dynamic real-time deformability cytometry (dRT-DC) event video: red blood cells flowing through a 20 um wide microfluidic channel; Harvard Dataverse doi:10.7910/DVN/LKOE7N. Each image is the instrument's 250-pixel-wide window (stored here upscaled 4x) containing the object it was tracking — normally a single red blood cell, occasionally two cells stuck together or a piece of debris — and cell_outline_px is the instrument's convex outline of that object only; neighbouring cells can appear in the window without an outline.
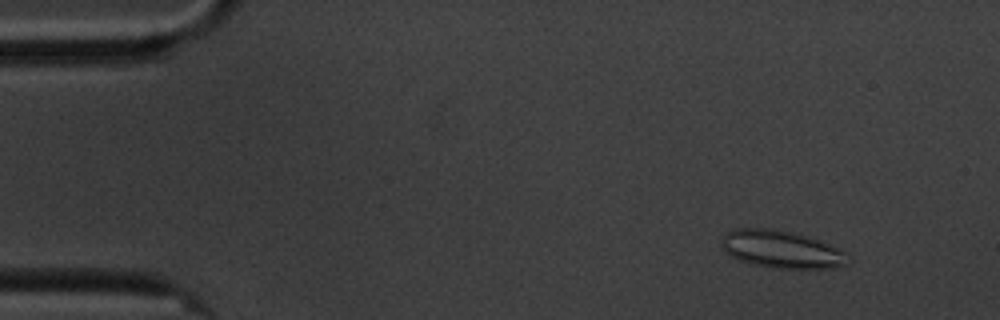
{"species": "common noctule bat (a hibernating species)", "species_latin": "Nyctalus noctula", "temperature_condition": "cold", "stored_images_in_passage": 56, "camera_frame_rate_fps": 3000, "um_per_image_px": 0.085, "animal": {"sex": "male", "body_mass_g": 20.1, "forearm_length_mm": 53.5}, "frame": {"image": 1, "passage_image": 3, "time_ms": 0.667, "image_size_px": [1000, 320], "cell_outline_px": [[852, 260], [848, 264], [832, 268], [772, 268], [752, 264], [740, 260], [732, 256], [720, 244], [720, 240], [732, 228], [772, 228], [804, 236], [828, 244], [852, 256]], "centroid_in_image_um": [66.43, 21.2], "position_along_channel_um": 18.6, "area_um2": 27.46}}
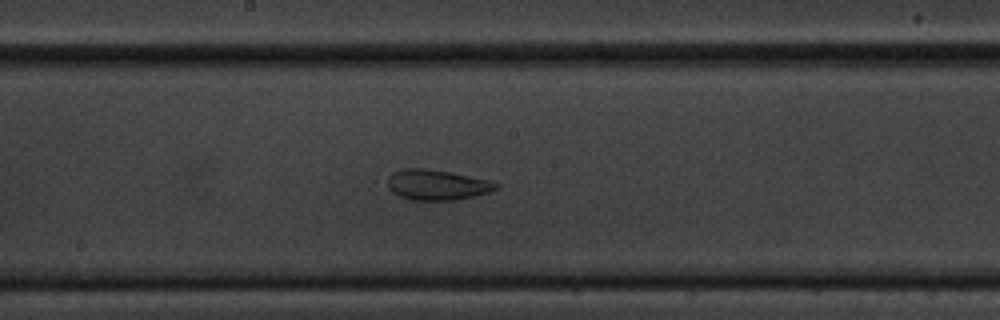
{"frame": {"image": 2, "passage_image": 28, "time_ms": 9.0, "image_size_px": [1000, 320], "cell_outline_px": [[500, 188], [488, 192], [456, 200], [408, 200], [392, 192], [388, 188], [388, 176], [392, 172], [400, 168], [428, 168], [452, 172], [488, 180], [500, 184]], "centroid_in_image_um": [37.11, 15.7], "position_along_channel_um": 211.1, "area_um2": 19.42}}
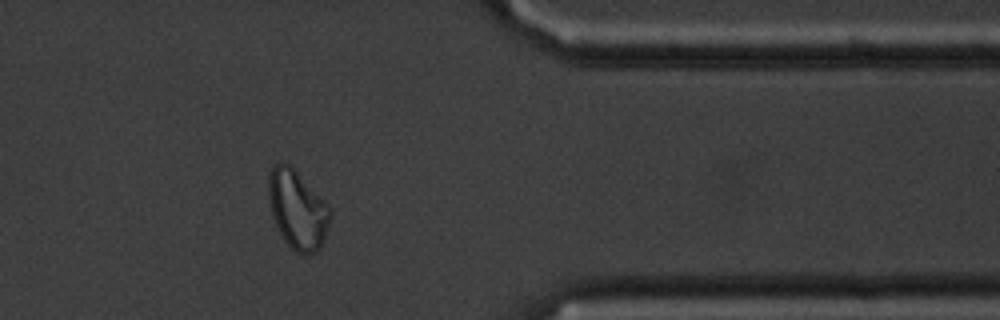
{"frame": {"image": 3, "passage_image": 45, "time_ms": 14.667, "image_size_px": [1000, 320], "cell_outline_px": [[332, 216], [320, 248], [316, 252], [296, 252], [284, 240], [272, 216], [268, 200], [268, 176], [272, 164], [280, 160], [284, 160], [328, 204], [332, 212]], "centroid_in_image_um": [25.26, 17.77], "position_along_channel_um": 386.1, "area_um2": 28.09}, "authors_computed_cell_mechanics": {"area_um2": 24.6517, "velocity_mm_per_s": 3.3745, "shape_relaxation_time_tau1_ms": null, "shape_relaxation_time_tau2_ms": 1.7851, "deformation_change_tau1": null, "deformation_change_tau2": 0.0988}}